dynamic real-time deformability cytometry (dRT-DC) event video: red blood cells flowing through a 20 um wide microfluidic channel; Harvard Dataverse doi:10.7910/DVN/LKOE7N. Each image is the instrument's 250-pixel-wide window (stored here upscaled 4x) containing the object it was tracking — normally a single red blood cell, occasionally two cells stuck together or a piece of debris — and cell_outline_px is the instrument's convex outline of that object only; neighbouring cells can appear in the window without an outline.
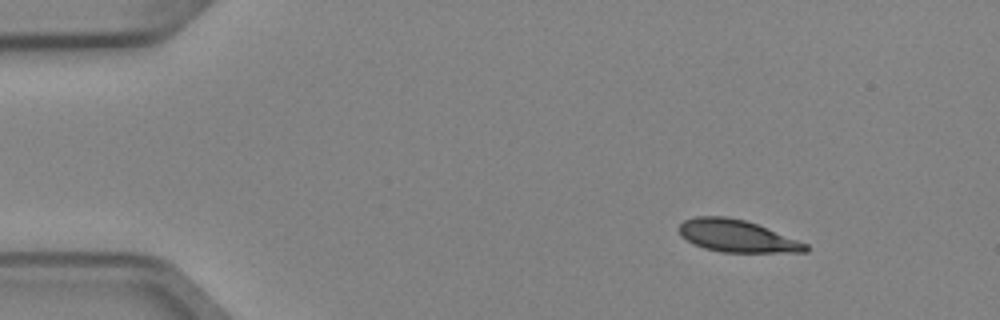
{"species": "Egyptian fruit bat (a non-hibernating species)", "species_latin": "Rousettus aegyptiacus", "temperature_condition": "cold", "stored_images_in_passage": 3, "camera_frame_rate_fps": 3000, "um_per_image_px": 0.085, "animal": {"sex": "female"}, "frame": {"image": 1, "passage_image": 1, "time_ms": 0.0, "image_size_px": [1000, 320], "cell_outline_px": [[808, 252], [720, 252], [704, 248], [692, 244], [680, 236], [680, 224], [684, 220], [696, 216], [724, 216], [744, 220], [756, 224], [808, 244]], "centroid_in_image_um": [62.6, 20.07], "position_along_channel_um": 22.4, "area_um2": 23.58}}